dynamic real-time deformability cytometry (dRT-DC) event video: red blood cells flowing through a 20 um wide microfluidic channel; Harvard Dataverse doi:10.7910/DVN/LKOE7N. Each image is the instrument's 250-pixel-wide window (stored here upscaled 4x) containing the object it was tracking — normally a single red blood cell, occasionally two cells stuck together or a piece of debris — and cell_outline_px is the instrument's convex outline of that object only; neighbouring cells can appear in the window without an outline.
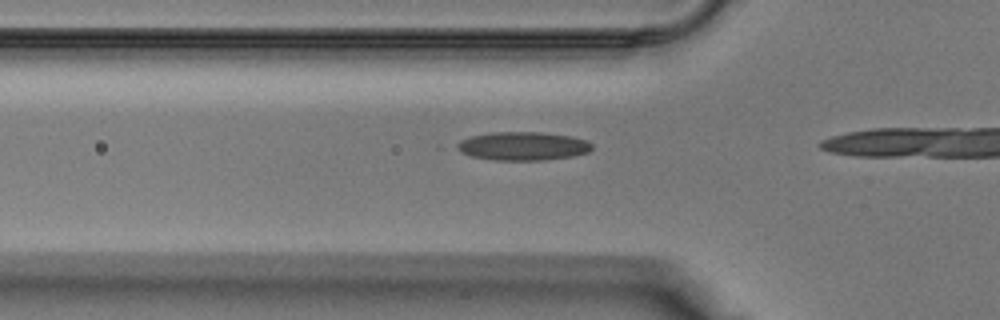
{"species": "Egyptian fruit bat (a non-hibernating species)", "species_latin": "Rousettus aegyptiacus", "temperature_condition": "warm", "stored_images_in_passage": 10, "camera_frame_rate_fps": 3000, "um_per_image_px": 0.085, "animal": {"sex": "male"}, "frame": {"image": 1, "passage_image": 9, "time_ms": 2.667, "image_size_px": [1000, 320], "cell_outline_px": [[592, 148], [588, 152], [572, 156], [544, 160], [496, 160], [472, 156], [460, 152], [452, 148], [452, 144], [460, 140], [472, 136], [492, 132], [540, 132], [572, 136], [584, 140], [592, 144]], "centroid_in_image_um": [44.37, 12.41], "position_along_channel_um": 81.4, "area_um2": 22.54}}